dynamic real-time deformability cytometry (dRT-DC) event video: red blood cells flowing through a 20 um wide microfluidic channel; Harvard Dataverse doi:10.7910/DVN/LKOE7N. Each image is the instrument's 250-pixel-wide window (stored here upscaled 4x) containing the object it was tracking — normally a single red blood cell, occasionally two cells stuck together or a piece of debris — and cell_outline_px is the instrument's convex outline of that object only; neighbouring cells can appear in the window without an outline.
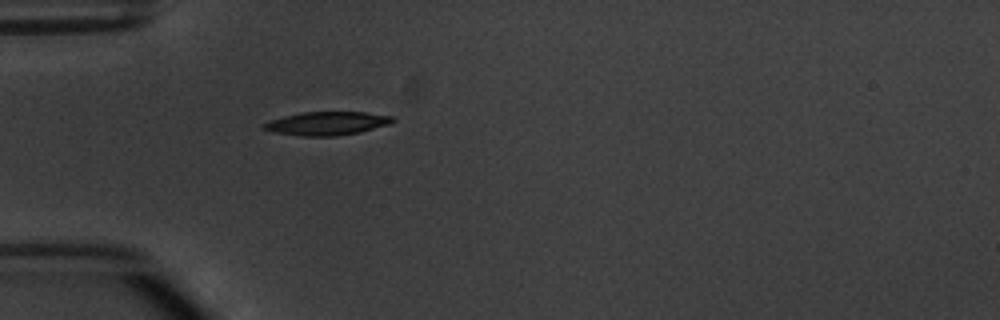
{"species": "common noctule bat (a hibernating species)", "species_latin": "Nyctalus noctula", "temperature_condition": "warm", "stored_images_in_passage": 1, "camera_frame_rate_fps": 3000, "um_per_image_px": 0.085, "animal": {"sex": "male", "body_mass_g": 20.1, "forearm_length_mm": 53.5}, "frame": {"image": 1, "passage_image": 1, "time_ms": 0.0, "image_size_px": [1000, 320], "cell_outline_px": [[396, 120], [388, 124], [360, 132], [336, 136], [300, 136], [272, 132], [260, 128], [264, 124], [272, 120], [284, 116], [300, 112], [364, 112], [392, 116]], "centroid_in_image_um": [27.77, 10.49], "position_along_channel_um": 57.2, "area_um2": 17.57}}